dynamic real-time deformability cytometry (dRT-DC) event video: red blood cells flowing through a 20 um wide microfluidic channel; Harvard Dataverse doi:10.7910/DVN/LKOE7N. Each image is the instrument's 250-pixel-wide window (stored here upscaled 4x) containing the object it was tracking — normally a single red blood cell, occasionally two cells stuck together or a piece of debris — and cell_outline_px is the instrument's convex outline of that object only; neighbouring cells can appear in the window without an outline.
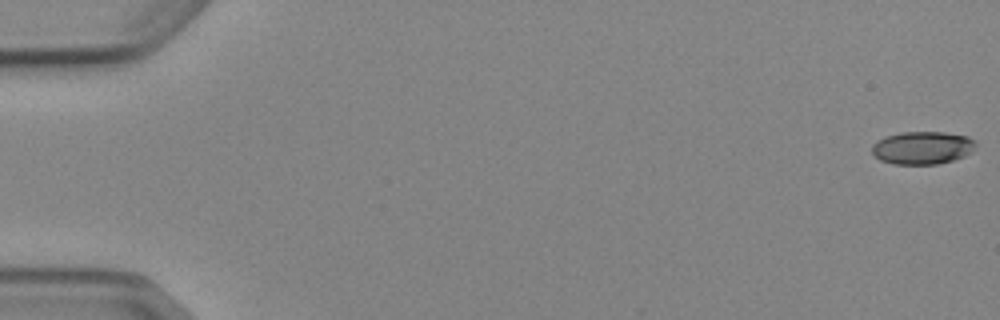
{"species": "Egyptian fruit bat (a non-hibernating species)", "species_latin": "Rousettus aegyptiacus", "temperature_condition": "cold", "stored_images_in_passage": 5, "camera_frame_rate_fps": 3000, "um_per_image_px": 0.085, "animal": {"sex": "female"}, "frame": {"image": 1, "passage_image": 1, "time_ms": 0.0, "image_size_px": [1000, 320], "cell_outline_px": [[976, 144], [964, 156], [952, 160], [936, 164], [892, 164], [880, 160], [872, 152], [872, 144], [876, 140], [884, 136], [900, 132], [944, 132], [968, 136], [976, 140]], "centroid_in_image_um": [78.36, 12.55], "position_along_channel_um": 6.6, "area_um2": 19.88}}
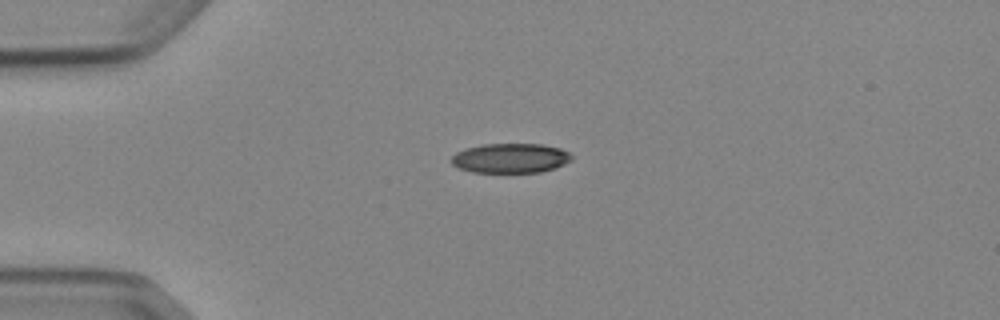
{"frame": {"image": 2, "passage_image": 4, "time_ms": 4.333, "image_size_px": [1000, 320], "cell_outline_px": [[572, 160], [564, 164], [540, 172], [472, 172], [460, 168], [452, 164], [452, 156], [456, 152], [464, 148], [484, 144], [540, 144], [560, 148], [568, 152], [572, 156]], "centroid_in_image_um": [43.38, 13.43], "position_along_channel_um": 41.6, "area_um2": 20.63}}